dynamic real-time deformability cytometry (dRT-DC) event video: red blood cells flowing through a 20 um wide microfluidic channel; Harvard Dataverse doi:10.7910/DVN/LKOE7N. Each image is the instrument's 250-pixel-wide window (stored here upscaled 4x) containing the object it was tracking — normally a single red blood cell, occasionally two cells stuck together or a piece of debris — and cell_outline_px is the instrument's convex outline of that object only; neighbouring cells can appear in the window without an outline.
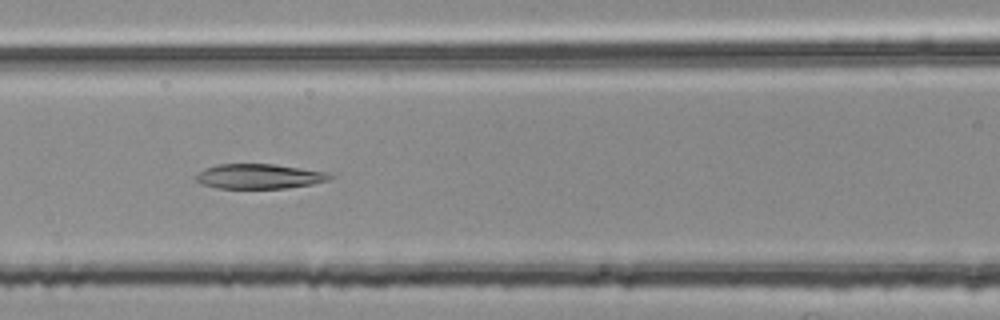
{"species": "common noctule bat (a hibernating species)", "species_latin": "Nyctalus noctula", "temperature_condition": "room temperature", "stored_images_in_passage": 54, "camera_frame_rate_fps": 3000, "um_per_image_px": 0.085, "animal": {"sex": "female", "body_mass_g": 25.1}, "frame": {"image": 1, "passage_image": 24, "time_ms": 7.667, "image_size_px": [1000, 320], "cell_outline_px": [[332, 176], [328, 180], [312, 184], [288, 188], [216, 188], [204, 184], [196, 180], [196, 176], [204, 168], [216, 164], [276, 164], [328, 172]], "centroid_in_image_um": [22.04, 14.98], "position_along_channel_um": 144.6, "area_um2": 19.31}}
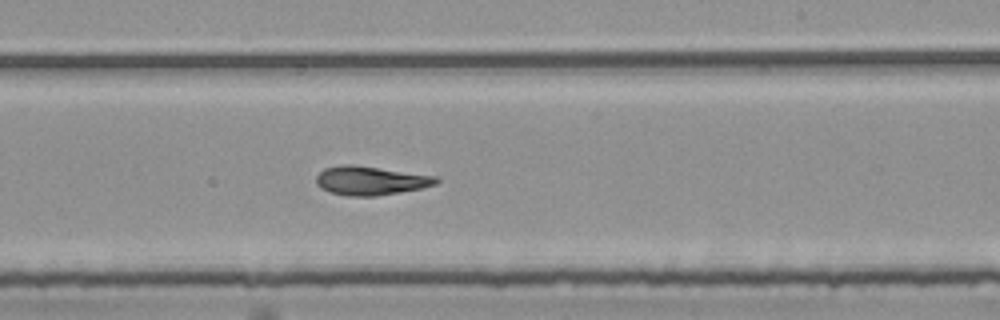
{"frame": {"image": 2, "passage_image": 33, "time_ms": 10.667, "image_size_px": [1000, 320], "cell_outline_px": [[440, 180], [436, 184], [420, 188], [400, 192], [376, 196], [348, 196], [332, 192], [320, 188], [316, 184], [316, 176], [324, 168], [344, 164], [352, 164], [436, 176]], "centroid_in_image_um": [31.47, 15.35], "position_along_channel_um": 257.5, "area_um2": 20.06}}
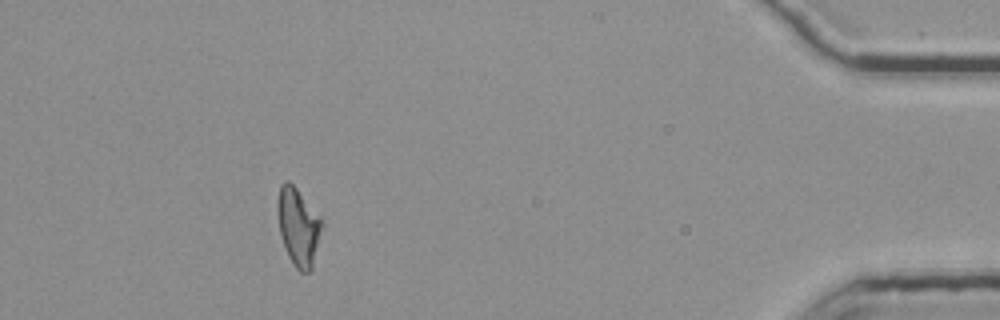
{"frame": {"image": 3, "passage_image": 50, "time_ms": 16.333, "image_size_px": [1000, 320], "cell_outline_px": [[324, 224], [312, 268], [308, 272], [300, 272], [292, 264], [288, 256], [280, 236], [276, 208], [276, 200], [280, 184], [284, 180], [288, 180], [296, 188]], "centroid_in_image_um": [25.32, 19.28], "position_along_channel_um": 409.9, "area_um2": 20.17}, "authors_computed_cell_mechanics": {"area_um2": 20.2589, "velocity_mm_per_s": 3.7788, "shape_relaxation_time_tau1_ms": null, "shape_relaxation_time_tau2_ms": 3.6888, "deformation_change_tau1": null, "deformation_change_tau2": 0.1068}}